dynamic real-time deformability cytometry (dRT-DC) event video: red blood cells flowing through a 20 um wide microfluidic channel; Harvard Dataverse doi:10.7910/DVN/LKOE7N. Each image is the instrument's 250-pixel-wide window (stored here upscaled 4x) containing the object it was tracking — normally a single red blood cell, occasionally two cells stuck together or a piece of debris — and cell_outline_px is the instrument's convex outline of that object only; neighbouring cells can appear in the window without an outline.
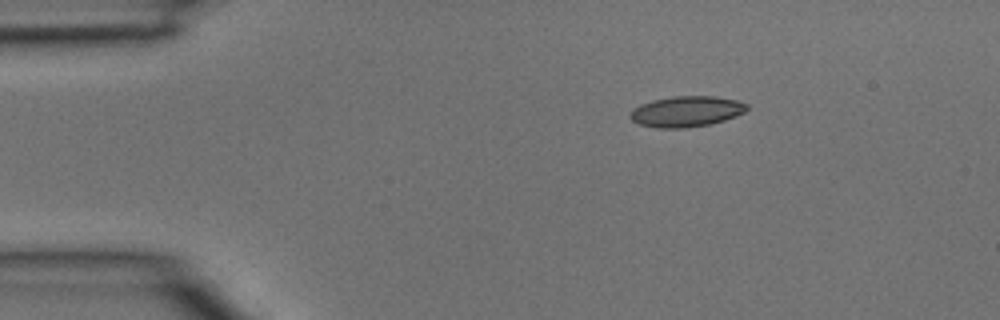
{"species": "common noctule bat (a hibernating species)", "species_latin": "Nyctalus noctula", "temperature_condition": "room temperature", "stored_images_in_passage": 2, "camera_frame_rate_fps": 3000, "um_per_image_px": 0.085, "animal": {"sex": "male", "body_mass_g": 15.6}, "frame": {"image": 1, "passage_image": 1, "time_ms": 0.0, "image_size_px": [1000, 320], "cell_outline_px": [[748, 108], [744, 112], [736, 116], [724, 120], [708, 124], [684, 128], [656, 128], [640, 124], [632, 120], [628, 116], [632, 108], [640, 104], [652, 100], [672, 96], [712, 96], [736, 100], [748, 104]], "centroid_in_image_um": [58.3, 9.47], "position_along_channel_um": 26.7, "area_um2": 20.92}}